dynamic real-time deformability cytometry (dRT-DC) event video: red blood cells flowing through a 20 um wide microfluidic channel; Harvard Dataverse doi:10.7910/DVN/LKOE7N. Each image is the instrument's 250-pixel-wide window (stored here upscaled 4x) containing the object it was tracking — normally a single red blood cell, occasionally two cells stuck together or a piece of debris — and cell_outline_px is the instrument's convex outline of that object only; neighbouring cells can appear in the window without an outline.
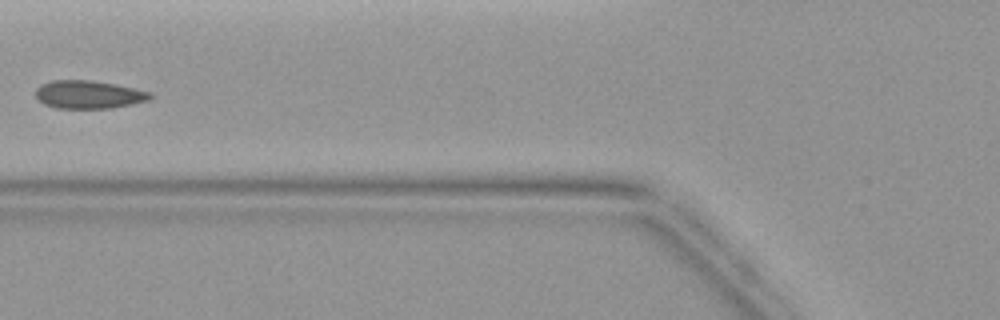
{"species": "common noctule bat (a hibernating species)", "species_latin": "Nyctalus noctula", "temperature_condition": "warm", "stored_images_in_passage": 5, "camera_frame_rate_fps": 3000, "um_per_image_px": 0.085, "animal": {"sex": "female", "body_mass_g": 19.9}, "frame": {"image": 1, "passage_image": 5, "time_ms": 5.0, "image_size_px": [1000, 320], "cell_outline_px": [[152, 96], [148, 100], [132, 104], [112, 108], [56, 108], [44, 104], [36, 100], [36, 88], [40, 84], [52, 80], [92, 80], [116, 84], [152, 92]], "centroid_in_image_um": [7.51, 8.03], "position_along_channel_um": 118.3, "area_um2": 18.9}}